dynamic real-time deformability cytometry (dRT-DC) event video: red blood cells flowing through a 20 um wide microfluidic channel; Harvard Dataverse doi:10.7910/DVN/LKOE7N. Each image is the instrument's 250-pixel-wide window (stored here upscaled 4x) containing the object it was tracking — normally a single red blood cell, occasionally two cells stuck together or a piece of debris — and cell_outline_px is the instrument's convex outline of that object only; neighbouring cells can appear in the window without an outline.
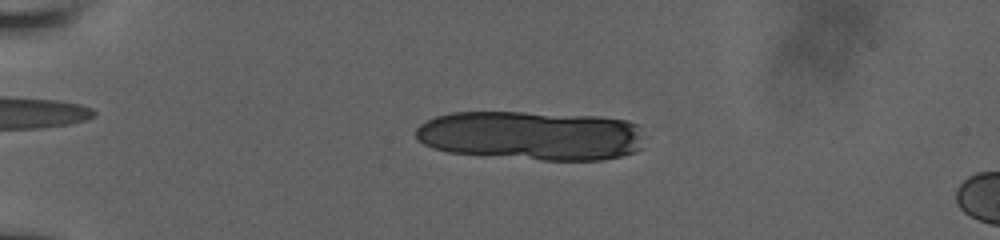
{"species": "human", "species_latin": "Homo sapiens", "temperature_condition": "room temperature", "stored_images_in_passage": 17, "camera_frame_rate_fps": 3000, "um_per_image_px": 0.085, "donor": {"sex": "male"}, "frame": {"image": 1, "passage_image": 12, "time_ms": 4.667, "image_size_px": [1000, 240], "cell_outline_px": [[640, 148], [636, 152], [604, 160], [540, 160], [448, 152], [432, 148], [424, 144], [416, 136], [416, 128], [424, 120], [436, 116], [452, 112], [524, 112], [600, 116], [628, 120], [640, 124]], "centroid_in_image_um": [45.16, 11.51], "position_along_channel_um": 39.8, "area_um2": 66.07}}